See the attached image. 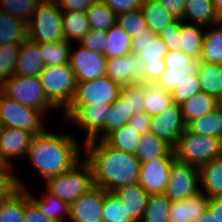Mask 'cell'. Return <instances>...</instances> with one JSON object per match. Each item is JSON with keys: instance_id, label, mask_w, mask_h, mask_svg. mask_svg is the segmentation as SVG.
I'll return each instance as SVG.
<instances>
[{"instance_id": "6125c7cd", "label": "cell", "mask_w": 222, "mask_h": 222, "mask_svg": "<svg viewBox=\"0 0 222 222\" xmlns=\"http://www.w3.org/2000/svg\"><path fill=\"white\" fill-rule=\"evenodd\" d=\"M14 167L9 166V164L4 160L0 154V172H13Z\"/></svg>"}, {"instance_id": "f1b7e54d", "label": "cell", "mask_w": 222, "mask_h": 222, "mask_svg": "<svg viewBox=\"0 0 222 222\" xmlns=\"http://www.w3.org/2000/svg\"><path fill=\"white\" fill-rule=\"evenodd\" d=\"M197 76L201 92L218 99L222 93V65L200 61Z\"/></svg>"}, {"instance_id": "4316f807", "label": "cell", "mask_w": 222, "mask_h": 222, "mask_svg": "<svg viewBox=\"0 0 222 222\" xmlns=\"http://www.w3.org/2000/svg\"><path fill=\"white\" fill-rule=\"evenodd\" d=\"M91 29L86 12L62 10V31L64 39L74 44L79 41Z\"/></svg>"}, {"instance_id": "30bf717a", "label": "cell", "mask_w": 222, "mask_h": 222, "mask_svg": "<svg viewBox=\"0 0 222 222\" xmlns=\"http://www.w3.org/2000/svg\"><path fill=\"white\" fill-rule=\"evenodd\" d=\"M200 191L199 169L175 160L169 171L164 194L172 201H181Z\"/></svg>"}, {"instance_id": "94428289", "label": "cell", "mask_w": 222, "mask_h": 222, "mask_svg": "<svg viewBox=\"0 0 222 222\" xmlns=\"http://www.w3.org/2000/svg\"><path fill=\"white\" fill-rule=\"evenodd\" d=\"M195 222H217L215 216L207 208V210Z\"/></svg>"}, {"instance_id": "74e56055", "label": "cell", "mask_w": 222, "mask_h": 222, "mask_svg": "<svg viewBox=\"0 0 222 222\" xmlns=\"http://www.w3.org/2000/svg\"><path fill=\"white\" fill-rule=\"evenodd\" d=\"M103 140L113 148L135 154L140 140V134L135 132V130L126 123L120 129L109 133Z\"/></svg>"}, {"instance_id": "484cf974", "label": "cell", "mask_w": 222, "mask_h": 222, "mask_svg": "<svg viewBox=\"0 0 222 222\" xmlns=\"http://www.w3.org/2000/svg\"><path fill=\"white\" fill-rule=\"evenodd\" d=\"M24 189L28 192L29 199L45 217L57 222H65L66 220L63 217H69L70 205L68 203L61 201L47 190L38 199L27 190V187Z\"/></svg>"}, {"instance_id": "be15d7a7", "label": "cell", "mask_w": 222, "mask_h": 222, "mask_svg": "<svg viewBox=\"0 0 222 222\" xmlns=\"http://www.w3.org/2000/svg\"><path fill=\"white\" fill-rule=\"evenodd\" d=\"M212 1L217 15L222 20V0H212Z\"/></svg>"}, {"instance_id": "277c9868", "label": "cell", "mask_w": 222, "mask_h": 222, "mask_svg": "<svg viewBox=\"0 0 222 222\" xmlns=\"http://www.w3.org/2000/svg\"><path fill=\"white\" fill-rule=\"evenodd\" d=\"M47 99L59 110L64 111L71 104L77 82L70 63L56 66H44L39 74Z\"/></svg>"}, {"instance_id": "7bdbcfd3", "label": "cell", "mask_w": 222, "mask_h": 222, "mask_svg": "<svg viewBox=\"0 0 222 222\" xmlns=\"http://www.w3.org/2000/svg\"><path fill=\"white\" fill-rule=\"evenodd\" d=\"M171 201L165 194H150L140 222H167Z\"/></svg>"}, {"instance_id": "2e32d148", "label": "cell", "mask_w": 222, "mask_h": 222, "mask_svg": "<svg viewBox=\"0 0 222 222\" xmlns=\"http://www.w3.org/2000/svg\"><path fill=\"white\" fill-rule=\"evenodd\" d=\"M105 190L94 186L70 204L71 222H103L102 210Z\"/></svg>"}, {"instance_id": "b9f144b4", "label": "cell", "mask_w": 222, "mask_h": 222, "mask_svg": "<svg viewBox=\"0 0 222 222\" xmlns=\"http://www.w3.org/2000/svg\"><path fill=\"white\" fill-rule=\"evenodd\" d=\"M42 2L43 0H0V11L28 23Z\"/></svg>"}, {"instance_id": "8992f818", "label": "cell", "mask_w": 222, "mask_h": 222, "mask_svg": "<svg viewBox=\"0 0 222 222\" xmlns=\"http://www.w3.org/2000/svg\"><path fill=\"white\" fill-rule=\"evenodd\" d=\"M0 91L20 104L40 111L44 116L47 115V111L57 110L47 99L39 76L13 74L0 86Z\"/></svg>"}, {"instance_id": "f5cc1de1", "label": "cell", "mask_w": 222, "mask_h": 222, "mask_svg": "<svg viewBox=\"0 0 222 222\" xmlns=\"http://www.w3.org/2000/svg\"><path fill=\"white\" fill-rule=\"evenodd\" d=\"M108 5L117 15L140 9L143 0H101Z\"/></svg>"}, {"instance_id": "44dd1931", "label": "cell", "mask_w": 222, "mask_h": 222, "mask_svg": "<svg viewBox=\"0 0 222 222\" xmlns=\"http://www.w3.org/2000/svg\"><path fill=\"white\" fill-rule=\"evenodd\" d=\"M43 67L44 62L40 51V43L27 38L20 45L14 74L39 76Z\"/></svg>"}, {"instance_id": "6da1fadb", "label": "cell", "mask_w": 222, "mask_h": 222, "mask_svg": "<svg viewBox=\"0 0 222 222\" xmlns=\"http://www.w3.org/2000/svg\"><path fill=\"white\" fill-rule=\"evenodd\" d=\"M84 159L93 173L94 186L113 192L138 183L140 161L134 154L109 146L104 140L83 143Z\"/></svg>"}, {"instance_id": "db71d44e", "label": "cell", "mask_w": 222, "mask_h": 222, "mask_svg": "<svg viewBox=\"0 0 222 222\" xmlns=\"http://www.w3.org/2000/svg\"><path fill=\"white\" fill-rule=\"evenodd\" d=\"M25 222H57L45 217L38 207L29 199L28 192L25 190Z\"/></svg>"}, {"instance_id": "1f68e13d", "label": "cell", "mask_w": 222, "mask_h": 222, "mask_svg": "<svg viewBox=\"0 0 222 222\" xmlns=\"http://www.w3.org/2000/svg\"><path fill=\"white\" fill-rule=\"evenodd\" d=\"M141 9L147 28L156 35L177 19L168 13L157 0H143Z\"/></svg>"}, {"instance_id": "4dcf8cb0", "label": "cell", "mask_w": 222, "mask_h": 222, "mask_svg": "<svg viewBox=\"0 0 222 222\" xmlns=\"http://www.w3.org/2000/svg\"><path fill=\"white\" fill-rule=\"evenodd\" d=\"M204 27L185 23L181 20L180 50L193 59L199 60L202 52Z\"/></svg>"}, {"instance_id": "60d3db41", "label": "cell", "mask_w": 222, "mask_h": 222, "mask_svg": "<svg viewBox=\"0 0 222 222\" xmlns=\"http://www.w3.org/2000/svg\"><path fill=\"white\" fill-rule=\"evenodd\" d=\"M25 189L20 188L6 201L0 203V222H25Z\"/></svg>"}, {"instance_id": "d590c367", "label": "cell", "mask_w": 222, "mask_h": 222, "mask_svg": "<svg viewBox=\"0 0 222 222\" xmlns=\"http://www.w3.org/2000/svg\"><path fill=\"white\" fill-rule=\"evenodd\" d=\"M143 100L144 112L150 116L161 114L173 105L171 93L155 84H146Z\"/></svg>"}, {"instance_id": "e575fe53", "label": "cell", "mask_w": 222, "mask_h": 222, "mask_svg": "<svg viewBox=\"0 0 222 222\" xmlns=\"http://www.w3.org/2000/svg\"><path fill=\"white\" fill-rule=\"evenodd\" d=\"M106 36L104 55L107 59L131 54L132 38L118 24L108 29Z\"/></svg>"}, {"instance_id": "6f0895ef", "label": "cell", "mask_w": 222, "mask_h": 222, "mask_svg": "<svg viewBox=\"0 0 222 222\" xmlns=\"http://www.w3.org/2000/svg\"><path fill=\"white\" fill-rule=\"evenodd\" d=\"M162 7L177 19L182 20L186 0H157Z\"/></svg>"}, {"instance_id": "ba28073f", "label": "cell", "mask_w": 222, "mask_h": 222, "mask_svg": "<svg viewBox=\"0 0 222 222\" xmlns=\"http://www.w3.org/2000/svg\"><path fill=\"white\" fill-rule=\"evenodd\" d=\"M44 117L40 111L20 104L0 91V121L2 127L19 128L36 135L45 130V123L42 122Z\"/></svg>"}, {"instance_id": "cb8c5ba5", "label": "cell", "mask_w": 222, "mask_h": 222, "mask_svg": "<svg viewBox=\"0 0 222 222\" xmlns=\"http://www.w3.org/2000/svg\"><path fill=\"white\" fill-rule=\"evenodd\" d=\"M198 169L200 191L209 199L222 197V156L211 160Z\"/></svg>"}, {"instance_id": "5bb4252c", "label": "cell", "mask_w": 222, "mask_h": 222, "mask_svg": "<svg viewBox=\"0 0 222 222\" xmlns=\"http://www.w3.org/2000/svg\"><path fill=\"white\" fill-rule=\"evenodd\" d=\"M70 50V66L77 83L91 81L106 75L107 58L104 54L92 52L81 45Z\"/></svg>"}, {"instance_id": "9c48e42d", "label": "cell", "mask_w": 222, "mask_h": 222, "mask_svg": "<svg viewBox=\"0 0 222 222\" xmlns=\"http://www.w3.org/2000/svg\"><path fill=\"white\" fill-rule=\"evenodd\" d=\"M109 109V104H70L63 112L64 120L85 130L86 142L94 140L104 130V121Z\"/></svg>"}, {"instance_id": "52a82bcc", "label": "cell", "mask_w": 222, "mask_h": 222, "mask_svg": "<svg viewBox=\"0 0 222 222\" xmlns=\"http://www.w3.org/2000/svg\"><path fill=\"white\" fill-rule=\"evenodd\" d=\"M28 38L38 43L64 40L62 10L55 1H43L27 23Z\"/></svg>"}, {"instance_id": "7402d4cb", "label": "cell", "mask_w": 222, "mask_h": 222, "mask_svg": "<svg viewBox=\"0 0 222 222\" xmlns=\"http://www.w3.org/2000/svg\"><path fill=\"white\" fill-rule=\"evenodd\" d=\"M113 192L122 200L131 220L140 222L146 210L150 194L138 183L121 187Z\"/></svg>"}, {"instance_id": "9a60e30c", "label": "cell", "mask_w": 222, "mask_h": 222, "mask_svg": "<svg viewBox=\"0 0 222 222\" xmlns=\"http://www.w3.org/2000/svg\"><path fill=\"white\" fill-rule=\"evenodd\" d=\"M186 129L181 107L173 104L161 114L151 116L150 132L174 148Z\"/></svg>"}, {"instance_id": "7c38bea8", "label": "cell", "mask_w": 222, "mask_h": 222, "mask_svg": "<svg viewBox=\"0 0 222 222\" xmlns=\"http://www.w3.org/2000/svg\"><path fill=\"white\" fill-rule=\"evenodd\" d=\"M121 85L107 75L91 81L77 83L71 104H109L119 96Z\"/></svg>"}, {"instance_id": "7dc6e473", "label": "cell", "mask_w": 222, "mask_h": 222, "mask_svg": "<svg viewBox=\"0 0 222 222\" xmlns=\"http://www.w3.org/2000/svg\"><path fill=\"white\" fill-rule=\"evenodd\" d=\"M146 83L138 82L121 87L120 96L128 101L129 118L138 112H144V93Z\"/></svg>"}, {"instance_id": "c3c4849f", "label": "cell", "mask_w": 222, "mask_h": 222, "mask_svg": "<svg viewBox=\"0 0 222 222\" xmlns=\"http://www.w3.org/2000/svg\"><path fill=\"white\" fill-rule=\"evenodd\" d=\"M201 92V87L197 75L187 76L180 85L174 88L171 93L173 104L182 105L194 94Z\"/></svg>"}, {"instance_id": "d6a6232c", "label": "cell", "mask_w": 222, "mask_h": 222, "mask_svg": "<svg viewBox=\"0 0 222 222\" xmlns=\"http://www.w3.org/2000/svg\"><path fill=\"white\" fill-rule=\"evenodd\" d=\"M180 107L183 121L187 125L191 120L207 114L218 107V105L217 99L206 93L199 92L180 105Z\"/></svg>"}, {"instance_id": "e0dca14e", "label": "cell", "mask_w": 222, "mask_h": 222, "mask_svg": "<svg viewBox=\"0 0 222 222\" xmlns=\"http://www.w3.org/2000/svg\"><path fill=\"white\" fill-rule=\"evenodd\" d=\"M106 75L121 86L142 82L144 67L139 54L108 58Z\"/></svg>"}, {"instance_id": "8d00e7d4", "label": "cell", "mask_w": 222, "mask_h": 222, "mask_svg": "<svg viewBox=\"0 0 222 222\" xmlns=\"http://www.w3.org/2000/svg\"><path fill=\"white\" fill-rule=\"evenodd\" d=\"M129 121L128 101L119 96L111 105L104 121V130L94 139L103 140L109 133L120 129Z\"/></svg>"}, {"instance_id": "f907efd6", "label": "cell", "mask_w": 222, "mask_h": 222, "mask_svg": "<svg viewBox=\"0 0 222 222\" xmlns=\"http://www.w3.org/2000/svg\"><path fill=\"white\" fill-rule=\"evenodd\" d=\"M181 19H176L158 34L165 42L168 51L180 50Z\"/></svg>"}, {"instance_id": "5b68a950", "label": "cell", "mask_w": 222, "mask_h": 222, "mask_svg": "<svg viewBox=\"0 0 222 222\" xmlns=\"http://www.w3.org/2000/svg\"><path fill=\"white\" fill-rule=\"evenodd\" d=\"M173 150L177 161L199 168L222 156V139L193 134L185 129Z\"/></svg>"}, {"instance_id": "f35d334b", "label": "cell", "mask_w": 222, "mask_h": 222, "mask_svg": "<svg viewBox=\"0 0 222 222\" xmlns=\"http://www.w3.org/2000/svg\"><path fill=\"white\" fill-rule=\"evenodd\" d=\"M86 15L92 29L107 31L117 24V14L101 0H96Z\"/></svg>"}, {"instance_id": "681fc988", "label": "cell", "mask_w": 222, "mask_h": 222, "mask_svg": "<svg viewBox=\"0 0 222 222\" xmlns=\"http://www.w3.org/2000/svg\"><path fill=\"white\" fill-rule=\"evenodd\" d=\"M14 172H0V203L6 201L20 188H26L24 182L13 174Z\"/></svg>"}, {"instance_id": "ac0fdd59", "label": "cell", "mask_w": 222, "mask_h": 222, "mask_svg": "<svg viewBox=\"0 0 222 222\" xmlns=\"http://www.w3.org/2000/svg\"><path fill=\"white\" fill-rule=\"evenodd\" d=\"M168 52L163 39L155 35L154 38L146 44L139 54L144 67L142 83L154 84L160 75L165 71L164 56Z\"/></svg>"}, {"instance_id": "836d02e7", "label": "cell", "mask_w": 222, "mask_h": 222, "mask_svg": "<svg viewBox=\"0 0 222 222\" xmlns=\"http://www.w3.org/2000/svg\"><path fill=\"white\" fill-rule=\"evenodd\" d=\"M28 38L27 23L0 11V45L21 44Z\"/></svg>"}, {"instance_id": "83f0119b", "label": "cell", "mask_w": 222, "mask_h": 222, "mask_svg": "<svg viewBox=\"0 0 222 222\" xmlns=\"http://www.w3.org/2000/svg\"><path fill=\"white\" fill-rule=\"evenodd\" d=\"M186 129L193 134L222 139V107H216L207 114L191 120Z\"/></svg>"}, {"instance_id": "ffe728a7", "label": "cell", "mask_w": 222, "mask_h": 222, "mask_svg": "<svg viewBox=\"0 0 222 222\" xmlns=\"http://www.w3.org/2000/svg\"><path fill=\"white\" fill-rule=\"evenodd\" d=\"M209 198L201 191L181 201H172L169 220L195 222L208 208Z\"/></svg>"}, {"instance_id": "bcb514c9", "label": "cell", "mask_w": 222, "mask_h": 222, "mask_svg": "<svg viewBox=\"0 0 222 222\" xmlns=\"http://www.w3.org/2000/svg\"><path fill=\"white\" fill-rule=\"evenodd\" d=\"M117 24L131 38L140 33H145V30L148 29L141 8L117 15Z\"/></svg>"}, {"instance_id": "603a6c76", "label": "cell", "mask_w": 222, "mask_h": 222, "mask_svg": "<svg viewBox=\"0 0 222 222\" xmlns=\"http://www.w3.org/2000/svg\"><path fill=\"white\" fill-rule=\"evenodd\" d=\"M189 19L192 21L191 24L204 28L221 21L212 0H186L182 20L185 22Z\"/></svg>"}, {"instance_id": "816d5d0a", "label": "cell", "mask_w": 222, "mask_h": 222, "mask_svg": "<svg viewBox=\"0 0 222 222\" xmlns=\"http://www.w3.org/2000/svg\"><path fill=\"white\" fill-rule=\"evenodd\" d=\"M107 44L106 31L90 29L88 33L79 41V45L91 50L104 54L105 45Z\"/></svg>"}, {"instance_id": "f6af8a7d", "label": "cell", "mask_w": 222, "mask_h": 222, "mask_svg": "<svg viewBox=\"0 0 222 222\" xmlns=\"http://www.w3.org/2000/svg\"><path fill=\"white\" fill-rule=\"evenodd\" d=\"M20 45L16 43L0 45V86L14 74Z\"/></svg>"}, {"instance_id": "d4e9b609", "label": "cell", "mask_w": 222, "mask_h": 222, "mask_svg": "<svg viewBox=\"0 0 222 222\" xmlns=\"http://www.w3.org/2000/svg\"><path fill=\"white\" fill-rule=\"evenodd\" d=\"M172 149L164 140L149 131L140 135L138 147L134 155L140 163H146L155 158H163Z\"/></svg>"}, {"instance_id": "ee69618b", "label": "cell", "mask_w": 222, "mask_h": 222, "mask_svg": "<svg viewBox=\"0 0 222 222\" xmlns=\"http://www.w3.org/2000/svg\"><path fill=\"white\" fill-rule=\"evenodd\" d=\"M102 219L103 222H133L122 200L114 192L109 191H105Z\"/></svg>"}, {"instance_id": "8fae6325", "label": "cell", "mask_w": 222, "mask_h": 222, "mask_svg": "<svg viewBox=\"0 0 222 222\" xmlns=\"http://www.w3.org/2000/svg\"><path fill=\"white\" fill-rule=\"evenodd\" d=\"M165 71L154 83L167 92H171L187 76L198 74L200 60H196L186 55L181 50L168 51L164 56Z\"/></svg>"}, {"instance_id": "7a4b0ae2", "label": "cell", "mask_w": 222, "mask_h": 222, "mask_svg": "<svg viewBox=\"0 0 222 222\" xmlns=\"http://www.w3.org/2000/svg\"><path fill=\"white\" fill-rule=\"evenodd\" d=\"M81 147L71 133L44 130L32 137L26 157L44 180L70 170L80 161Z\"/></svg>"}, {"instance_id": "f546056e", "label": "cell", "mask_w": 222, "mask_h": 222, "mask_svg": "<svg viewBox=\"0 0 222 222\" xmlns=\"http://www.w3.org/2000/svg\"><path fill=\"white\" fill-rule=\"evenodd\" d=\"M205 29L209 30L205 31L199 60L222 65V20Z\"/></svg>"}, {"instance_id": "680465c9", "label": "cell", "mask_w": 222, "mask_h": 222, "mask_svg": "<svg viewBox=\"0 0 222 222\" xmlns=\"http://www.w3.org/2000/svg\"><path fill=\"white\" fill-rule=\"evenodd\" d=\"M150 29H146L145 33H140L132 38L131 42V53L140 54L143 48L149 43L155 36Z\"/></svg>"}, {"instance_id": "4fadbf2b", "label": "cell", "mask_w": 222, "mask_h": 222, "mask_svg": "<svg viewBox=\"0 0 222 222\" xmlns=\"http://www.w3.org/2000/svg\"><path fill=\"white\" fill-rule=\"evenodd\" d=\"M175 160V153L172 149L163 158L140 163L138 184L149 194H164L170 167Z\"/></svg>"}, {"instance_id": "e7e4bbea", "label": "cell", "mask_w": 222, "mask_h": 222, "mask_svg": "<svg viewBox=\"0 0 222 222\" xmlns=\"http://www.w3.org/2000/svg\"><path fill=\"white\" fill-rule=\"evenodd\" d=\"M217 105H218V107H222V93L219 96V98L217 99Z\"/></svg>"}, {"instance_id": "3957f363", "label": "cell", "mask_w": 222, "mask_h": 222, "mask_svg": "<svg viewBox=\"0 0 222 222\" xmlns=\"http://www.w3.org/2000/svg\"><path fill=\"white\" fill-rule=\"evenodd\" d=\"M46 190L69 205L94 187L91 166L84 159L70 170L45 180Z\"/></svg>"}, {"instance_id": "d6986e66", "label": "cell", "mask_w": 222, "mask_h": 222, "mask_svg": "<svg viewBox=\"0 0 222 222\" xmlns=\"http://www.w3.org/2000/svg\"><path fill=\"white\" fill-rule=\"evenodd\" d=\"M34 135L26 130L14 127H1L0 129V154L4 160L11 163L16 157H26L27 150Z\"/></svg>"}, {"instance_id": "ab89813d", "label": "cell", "mask_w": 222, "mask_h": 222, "mask_svg": "<svg viewBox=\"0 0 222 222\" xmlns=\"http://www.w3.org/2000/svg\"><path fill=\"white\" fill-rule=\"evenodd\" d=\"M72 44L67 40L53 43H40L44 66L68 64Z\"/></svg>"}, {"instance_id": "11a10c76", "label": "cell", "mask_w": 222, "mask_h": 222, "mask_svg": "<svg viewBox=\"0 0 222 222\" xmlns=\"http://www.w3.org/2000/svg\"><path fill=\"white\" fill-rule=\"evenodd\" d=\"M150 121L151 116L145 112H138L133 114L128 121V124L131 126L135 132L138 134H143L150 131Z\"/></svg>"}, {"instance_id": "91938a15", "label": "cell", "mask_w": 222, "mask_h": 222, "mask_svg": "<svg viewBox=\"0 0 222 222\" xmlns=\"http://www.w3.org/2000/svg\"><path fill=\"white\" fill-rule=\"evenodd\" d=\"M208 209L215 216L217 222H222V197L210 198Z\"/></svg>"}, {"instance_id": "9f6ffc18", "label": "cell", "mask_w": 222, "mask_h": 222, "mask_svg": "<svg viewBox=\"0 0 222 222\" xmlns=\"http://www.w3.org/2000/svg\"><path fill=\"white\" fill-rule=\"evenodd\" d=\"M96 0H55L61 10L86 12Z\"/></svg>"}]
</instances>
